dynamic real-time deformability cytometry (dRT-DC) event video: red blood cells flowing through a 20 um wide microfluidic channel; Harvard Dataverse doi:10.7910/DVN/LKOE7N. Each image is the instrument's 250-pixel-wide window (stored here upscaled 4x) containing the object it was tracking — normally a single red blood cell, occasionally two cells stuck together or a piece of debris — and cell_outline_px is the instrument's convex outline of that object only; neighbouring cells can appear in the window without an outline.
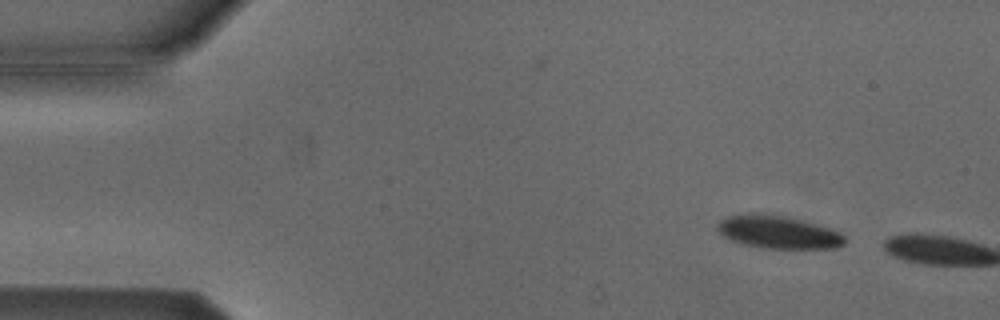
{"species": "Egyptian fruit bat (a non-hibernating species)", "species_latin": "Rousettus aegyptiacus", "temperature_condition": "cold", "stored_images_in_passage": 3, "camera_frame_rate_fps": 3000, "um_per_image_px": 0.085, "animal": {"sex": "male"}, "frame": {"image": 1, "passage_image": 2, "time_ms": 0.333, "image_size_px": [1000, 320], "cell_outline_px": [[844, 244], [836, 248], [760, 248], [744, 244], [732, 240], [724, 236], [716, 228], [720, 220], [728, 216], [748, 212], [752, 212], [800, 220], [828, 228], [840, 232], [844, 236]], "centroid_in_image_um": [66.11, 19.74], "position_along_channel_um": 18.9, "area_um2": 23.93}}